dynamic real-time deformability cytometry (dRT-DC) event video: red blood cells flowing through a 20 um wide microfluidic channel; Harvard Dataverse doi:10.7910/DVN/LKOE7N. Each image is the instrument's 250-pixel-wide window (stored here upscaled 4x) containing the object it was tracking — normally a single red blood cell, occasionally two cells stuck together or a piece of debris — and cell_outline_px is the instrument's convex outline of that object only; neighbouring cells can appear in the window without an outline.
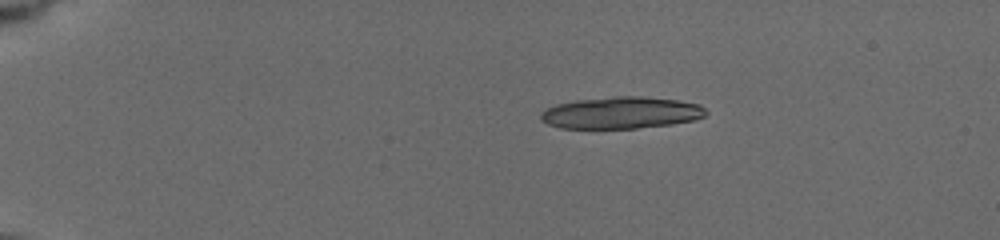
{"species": "common noctule bat (a hibernating species)", "species_latin": "Nyctalus noctula", "temperature_condition": "cold", "stored_images_in_passage": 11, "segment_of_instrument_passage": [1, 2], "camera_frame_rate_fps": 3000, "um_per_image_px": 0.085, "animal": {"sex": "female", "body_mass_g": 19.5, "forearm_length_mm": 54.1}, "frame": {"image": 1, "passage_image": 4, "time_ms": 2.667, "image_size_px": [1000, 240], "cell_outline_px": [[708, 112], [704, 116], [696, 120], [672, 124], [636, 128], [560, 128], [548, 124], [540, 120], [540, 112], [556, 104], [576, 100], [616, 96], [640, 96], [676, 100], [700, 104]], "centroid_in_image_um": [52.8, 9.58], "position_along_channel_um": 32.2, "area_um2": 30.69}}